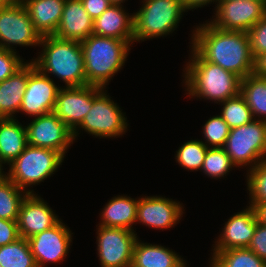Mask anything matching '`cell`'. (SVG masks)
I'll return each instance as SVG.
<instances>
[{
	"instance_id": "obj_1",
	"label": "cell",
	"mask_w": 266,
	"mask_h": 267,
	"mask_svg": "<svg viewBox=\"0 0 266 267\" xmlns=\"http://www.w3.org/2000/svg\"><path fill=\"white\" fill-rule=\"evenodd\" d=\"M190 35V46L206 61L241 79L253 74L254 58L247 32L218 29L206 20V23L196 25Z\"/></svg>"
},
{
	"instance_id": "obj_2",
	"label": "cell",
	"mask_w": 266,
	"mask_h": 267,
	"mask_svg": "<svg viewBox=\"0 0 266 267\" xmlns=\"http://www.w3.org/2000/svg\"><path fill=\"white\" fill-rule=\"evenodd\" d=\"M189 61L183 68L186 95L192 98L221 102L240 93L241 78L219 65L206 61L192 46Z\"/></svg>"
},
{
	"instance_id": "obj_3",
	"label": "cell",
	"mask_w": 266,
	"mask_h": 267,
	"mask_svg": "<svg viewBox=\"0 0 266 267\" xmlns=\"http://www.w3.org/2000/svg\"><path fill=\"white\" fill-rule=\"evenodd\" d=\"M38 57L31 59L43 74L62 80L64 87L86 85L84 55L80 42L63 40L54 35L43 36ZM50 74V75H49Z\"/></svg>"
},
{
	"instance_id": "obj_4",
	"label": "cell",
	"mask_w": 266,
	"mask_h": 267,
	"mask_svg": "<svg viewBox=\"0 0 266 267\" xmlns=\"http://www.w3.org/2000/svg\"><path fill=\"white\" fill-rule=\"evenodd\" d=\"M80 44L84 55L86 85L107 89L106 85L125 65L134 41L91 34Z\"/></svg>"
},
{
	"instance_id": "obj_5",
	"label": "cell",
	"mask_w": 266,
	"mask_h": 267,
	"mask_svg": "<svg viewBox=\"0 0 266 267\" xmlns=\"http://www.w3.org/2000/svg\"><path fill=\"white\" fill-rule=\"evenodd\" d=\"M134 17V43L174 33L185 12L183 0H143Z\"/></svg>"
},
{
	"instance_id": "obj_6",
	"label": "cell",
	"mask_w": 266,
	"mask_h": 267,
	"mask_svg": "<svg viewBox=\"0 0 266 267\" xmlns=\"http://www.w3.org/2000/svg\"><path fill=\"white\" fill-rule=\"evenodd\" d=\"M65 157L57 151L27 145L22 154L9 164L4 175L27 194H35L33 185L51 177L62 165Z\"/></svg>"
},
{
	"instance_id": "obj_7",
	"label": "cell",
	"mask_w": 266,
	"mask_h": 267,
	"mask_svg": "<svg viewBox=\"0 0 266 267\" xmlns=\"http://www.w3.org/2000/svg\"><path fill=\"white\" fill-rule=\"evenodd\" d=\"M111 98L106 89L92 86V107L82 123L73 131L74 141L81 129L99 139H114L127 132L129 123L125 117L126 113H123Z\"/></svg>"
},
{
	"instance_id": "obj_8",
	"label": "cell",
	"mask_w": 266,
	"mask_h": 267,
	"mask_svg": "<svg viewBox=\"0 0 266 267\" xmlns=\"http://www.w3.org/2000/svg\"><path fill=\"white\" fill-rule=\"evenodd\" d=\"M223 148L237 168H255L266 159V121L253 119L230 129Z\"/></svg>"
},
{
	"instance_id": "obj_9",
	"label": "cell",
	"mask_w": 266,
	"mask_h": 267,
	"mask_svg": "<svg viewBox=\"0 0 266 267\" xmlns=\"http://www.w3.org/2000/svg\"><path fill=\"white\" fill-rule=\"evenodd\" d=\"M41 39L42 36L34 28L29 13L22 2L0 6L1 48L17 52L16 46L39 47Z\"/></svg>"
},
{
	"instance_id": "obj_10",
	"label": "cell",
	"mask_w": 266,
	"mask_h": 267,
	"mask_svg": "<svg viewBox=\"0 0 266 267\" xmlns=\"http://www.w3.org/2000/svg\"><path fill=\"white\" fill-rule=\"evenodd\" d=\"M214 10V27L248 32L266 14V0H219Z\"/></svg>"
},
{
	"instance_id": "obj_11",
	"label": "cell",
	"mask_w": 266,
	"mask_h": 267,
	"mask_svg": "<svg viewBox=\"0 0 266 267\" xmlns=\"http://www.w3.org/2000/svg\"><path fill=\"white\" fill-rule=\"evenodd\" d=\"M96 227V249L101 267H129L139 238L136 231L101 225Z\"/></svg>"
},
{
	"instance_id": "obj_12",
	"label": "cell",
	"mask_w": 266,
	"mask_h": 267,
	"mask_svg": "<svg viewBox=\"0 0 266 267\" xmlns=\"http://www.w3.org/2000/svg\"><path fill=\"white\" fill-rule=\"evenodd\" d=\"M28 144L60 152L64 157L73 145V131L53 112L32 118L25 125Z\"/></svg>"
},
{
	"instance_id": "obj_13",
	"label": "cell",
	"mask_w": 266,
	"mask_h": 267,
	"mask_svg": "<svg viewBox=\"0 0 266 267\" xmlns=\"http://www.w3.org/2000/svg\"><path fill=\"white\" fill-rule=\"evenodd\" d=\"M60 87L53 78L40 72L31 60L28 61V83L19 112L28 117L53 112Z\"/></svg>"
},
{
	"instance_id": "obj_14",
	"label": "cell",
	"mask_w": 266,
	"mask_h": 267,
	"mask_svg": "<svg viewBox=\"0 0 266 267\" xmlns=\"http://www.w3.org/2000/svg\"><path fill=\"white\" fill-rule=\"evenodd\" d=\"M72 234L70 228L60 220L52 228L27 239L37 266L63 262L72 246Z\"/></svg>"
},
{
	"instance_id": "obj_15",
	"label": "cell",
	"mask_w": 266,
	"mask_h": 267,
	"mask_svg": "<svg viewBox=\"0 0 266 267\" xmlns=\"http://www.w3.org/2000/svg\"><path fill=\"white\" fill-rule=\"evenodd\" d=\"M184 211V205L175 199L157 195L140 196L136 223L163 231L180 223Z\"/></svg>"
},
{
	"instance_id": "obj_16",
	"label": "cell",
	"mask_w": 266,
	"mask_h": 267,
	"mask_svg": "<svg viewBox=\"0 0 266 267\" xmlns=\"http://www.w3.org/2000/svg\"><path fill=\"white\" fill-rule=\"evenodd\" d=\"M61 219L38 194H27L22 200L17 219L19 236L25 239L48 230Z\"/></svg>"
},
{
	"instance_id": "obj_17",
	"label": "cell",
	"mask_w": 266,
	"mask_h": 267,
	"mask_svg": "<svg viewBox=\"0 0 266 267\" xmlns=\"http://www.w3.org/2000/svg\"><path fill=\"white\" fill-rule=\"evenodd\" d=\"M92 107V85L79 87L61 86L53 113L72 131L83 121Z\"/></svg>"
},
{
	"instance_id": "obj_18",
	"label": "cell",
	"mask_w": 266,
	"mask_h": 267,
	"mask_svg": "<svg viewBox=\"0 0 266 267\" xmlns=\"http://www.w3.org/2000/svg\"><path fill=\"white\" fill-rule=\"evenodd\" d=\"M212 244L211 251H224L231 248H247L256 229V217L253 208L249 205L242 211L234 213Z\"/></svg>"
},
{
	"instance_id": "obj_19",
	"label": "cell",
	"mask_w": 266,
	"mask_h": 267,
	"mask_svg": "<svg viewBox=\"0 0 266 267\" xmlns=\"http://www.w3.org/2000/svg\"><path fill=\"white\" fill-rule=\"evenodd\" d=\"M93 24L94 21L81 0H66L54 36L63 40L82 42L93 33Z\"/></svg>"
},
{
	"instance_id": "obj_20",
	"label": "cell",
	"mask_w": 266,
	"mask_h": 267,
	"mask_svg": "<svg viewBox=\"0 0 266 267\" xmlns=\"http://www.w3.org/2000/svg\"><path fill=\"white\" fill-rule=\"evenodd\" d=\"M123 5H111L94 20L93 33L96 36L134 41V17ZM131 14V15H130Z\"/></svg>"
},
{
	"instance_id": "obj_21",
	"label": "cell",
	"mask_w": 266,
	"mask_h": 267,
	"mask_svg": "<svg viewBox=\"0 0 266 267\" xmlns=\"http://www.w3.org/2000/svg\"><path fill=\"white\" fill-rule=\"evenodd\" d=\"M187 261L172 249L137 239L132 257L134 267H187Z\"/></svg>"
},
{
	"instance_id": "obj_22",
	"label": "cell",
	"mask_w": 266,
	"mask_h": 267,
	"mask_svg": "<svg viewBox=\"0 0 266 267\" xmlns=\"http://www.w3.org/2000/svg\"><path fill=\"white\" fill-rule=\"evenodd\" d=\"M138 202L139 198L134 199L128 195L112 197L99 214L98 225L135 231L133 226L137 225L135 223Z\"/></svg>"
},
{
	"instance_id": "obj_23",
	"label": "cell",
	"mask_w": 266,
	"mask_h": 267,
	"mask_svg": "<svg viewBox=\"0 0 266 267\" xmlns=\"http://www.w3.org/2000/svg\"><path fill=\"white\" fill-rule=\"evenodd\" d=\"M66 0H21L34 28L43 36L54 35Z\"/></svg>"
},
{
	"instance_id": "obj_24",
	"label": "cell",
	"mask_w": 266,
	"mask_h": 267,
	"mask_svg": "<svg viewBox=\"0 0 266 267\" xmlns=\"http://www.w3.org/2000/svg\"><path fill=\"white\" fill-rule=\"evenodd\" d=\"M28 83V60L12 76L0 82V119L17 118Z\"/></svg>"
},
{
	"instance_id": "obj_25",
	"label": "cell",
	"mask_w": 266,
	"mask_h": 267,
	"mask_svg": "<svg viewBox=\"0 0 266 267\" xmlns=\"http://www.w3.org/2000/svg\"><path fill=\"white\" fill-rule=\"evenodd\" d=\"M27 145L26 128L17 118L0 119L1 169L20 156Z\"/></svg>"
},
{
	"instance_id": "obj_26",
	"label": "cell",
	"mask_w": 266,
	"mask_h": 267,
	"mask_svg": "<svg viewBox=\"0 0 266 267\" xmlns=\"http://www.w3.org/2000/svg\"><path fill=\"white\" fill-rule=\"evenodd\" d=\"M240 93L251 109L253 118L266 121V77L251 74L241 79Z\"/></svg>"
},
{
	"instance_id": "obj_27",
	"label": "cell",
	"mask_w": 266,
	"mask_h": 267,
	"mask_svg": "<svg viewBox=\"0 0 266 267\" xmlns=\"http://www.w3.org/2000/svg\"><path fill=\"white\" fill-rule=\"evenodd\" d=\"M209 267H266V261L247 248L212 251Z\"/></svg>"
},
{
	"instance_id": "obj_28",
	"label": "cell",
	"mask_w": 266,
	"mask_h": 267,
	"mask_svg": "<svg viewBox=\"0 0 266 267\" xmlns=\"http://www.w3.org/2000/svg\"><path fill=\"white\" fill-rule=\"evenodd\" d=\"M27 193L5 175L0 178V219L17 221L19 208Z\"/></svg>"
},
{
	"instance_id": "obj_29",
	"label": "cell",
	"mask_w": 266,
	"mask_h": 267,
	"mask_svg": "<svg viewBox=\"0 0 266 267\" xmlns=\"http://www.w3.org/2000/svg\"><path fill=\"white\" fill-rule=\"evenodd\" d=\"M0 264L2 267H38L28 240L22 237L0 247Z\"/></svg>"
},
{
	"instance_id": "obj_30",
	"label": "cell",
	"mask_w": 266,
	"mask_h": 267,
	"mask_svg": "<svg viewBox=\"0 0 266 267\" xmlns=\"http://www.w3.org/2000/svg\"><path fill=\"white\" fill-rule=\"evenodd\" d=\"M222 106L220 116L229 128L240 127L251 122L254 118L245 98L241 93L220 103Z\"/></svg>"
},
{
	"instance_id": "obj_31",
	"label": "cell",
	"mask_w": 266,
	"mask_h": 267,
	"mask_svg": "<svg viewBox=\"0 0 266 267\" xmlns=\"http://www.w3.org/2000/svg\"><path fill=\"white\" fill-rule=\"evenodd\" d=\"M207 149L202 139L187 140L176 151L175 161L188 171L201 172Z\"/></svg>"
},
{
	"instance_id": "obj_32",
	"label": "cell",
	"mask_w": 266,
	"mask_h": 267,
	"mask_svg": "<svg viewBox=\"0 0 266 267\" xmlns=\"http://www.w3.org/2000/svg\"><path fill=\"white\" fill-rule=\"evenodd\" d=\"M236 168L224 148H208L201 172L211 179L225 178Z\"/></svg>"
},
{
	"instance_id": "obj_33",
	"label": "cell",
	"mask_w": 266,
	"mask_h": 267,
	"mask_svg": "<svg viewBox=\"0 0 266 267\" xmlns=\"http://www.w3.org/2000/svg\"><path fill=\"white\" fill-rule=\"evenodd\" d=\"M246 187L249 192L248 203L266 202V159L255 168L246 170Z\"/></svg>"
},
{
	"instance_id": "obj_34",
	"label": "cell",
	"mask_w": 266,
	"mask_h": 267,
	"mask_svg": "<svg viewBox=\"0 0 266 267\" xmlns=\"http://www.w3.org/2000/svg\"><path fill=\"white\" fill-rule=\"evenodd\" d=\"M204 140L208 148H223L230 128L220 115L210 117L202 127Z\"/></svg>"
},
{
	"instance_id": "obj_35",
	"label": "cell",
	"mask_w": 266,
	"mask_h": 267,
	"mask_svg": "<svg viewBox=\"0 0 266 267\" xmlns=\"http://www.w3.org/2000/svg\"><path fill=\"white\" fill-rule=\"evenodd\" d=\"M24 61L17 52L0 47V82L19 70L26 63Z\"/></svg>"
},
{
	"instance_id": "obj_36",
	"label": "cell",
	"mask_w": 266,
	"mask_h": 267,
	"mask_svg": "<svg viewBox=\"0 0 266 267\" xmlns=\"http://www.w3.org/2000/svg\"><path fill=\"white\" fill-rule=\"evenodd\" d=\"M247 33L252 56L255 59L266 52V14Z\"/></svg>"
},
{
	"instance_id": "obj_37",
	"label": "cell",
	"mask_w": 266,
	"mask_h": 267,
	"mask_svg": "<svg viewBox=\"0 0 266 267\" xmlns=\"http://www.w3.org/2000/svg\"><path fill=\"white\" fill-rule=\"evenodd\" d=\"M248 248L266 261V225L256 223V229Z\"/></svg>"
},
{
	"instance_id": "obj_38",
	"label": "cell",
	"mask_w": 266,
	"mask_h": 267,
	"mask_svg": "<svg viewBox=\"0 0 266 267\" xmlns=\"http://www.w3.org/2000/svg\"><path fill=\"white\" fill-rule=\"evenodd\" d=\"M19 236L17 221L0 219V247L16 241Z\"/></svg>"
},
{
	"instance_id": "obj_39",
	"label": "cell",
	"mask_w": 266,
	"mask_h": 267,
	"mask_svg": "<svg viewBox=\"0 0 266 267\" xmlns=\"http://www.w3.org/2000/svg\"><path fill=\"white\" fill-rule=\"evenodd\" d=\"M93 21L107 10L112 3L109 0H81Z\"/></svg>"
},
{
	"instance_id": "obj_40",
	"label": "cell",
	"mask_w": 266,
	"mask_h": 267,
	"mask_svg": "<svg viewBox=\"0 0 266 267\" xmlns=\"http://www.w3.org/2000/svg\"><path fill=\"white\" fill-rule=\"evenodd\" d=\"M253 74L259 77H266V52L254 59Z\"/></svg>"
},
{
	"instance_id": "obj_41",
	"label": "cell",
	"mask_w": 266,
	"mask_h": 267,
	"mask_svg": "<svg viewBox=\"0 0 266 267\" xmlns=\"http://www.w3.org/2000/svg\"><path fill=\"white\" fill-rule=\"evenodd\" d=\"M255 213L257 223L266 225V202L265 203H248Z\"/></svg>"
},
{
	"instance_id": "obj_42",
	"label": "cell",
	"mask_w": 266,
	"mask_h": 267,
	"mask_svg": "<svg viewBox=\"0 0 266 267\" xmlns=\"http://www.w3.org/2000/svg\"><path fill=\"white\" fill-rule=\"evenodd\" d=\"M215 2V3H214ZM219 2V0H183V4L185 6V9L188 10H196L198 8H203L205 5L209 4H216Z\"/></svg>"
},
{
	"instance_id": "obj_43",
	"label": "cell",
	"mask_w": 266,
	"mask_h": 267,
	"mask_svg": "<svg viewBox=\"0 0 266 267\" xmlns=\"http://www.w3.org/2000/svg\"><path fill=\"white\" fill-rule=\"evenodd\" d=\"M21 2V0H0V6L1 5H11V4H15Z\"/></svg>"
},
{
	"instance_id": "obj_44",
	"label": "cell",
	"mask_w": 266,
	"mask_h": 267,
	"mask_svg": "<svg viewBox=\"0 0 266 267\" xmlns=\"http://www.w3.org/2000/svg\"><path fill=\"white\" fill-rule=\"evenodd\" d=\"M109 1L112 3V5H123L126 0H109Z\"/></svg>"
},
{
	"instance_id": "obj_45",
	"label": "cell",
	"mask_w": 266,
	"mask_h": 267,
	"mask_svg": "<svg viewBox=\"0 0 266 267\" xmlns=\"http://www.w3.org/2000/svg\"><path fill=\"white\" fill-rule=\"evenodd\" d=\"M4 175V169L0 168V178Z\"/></svg>"
}]
</instances>
